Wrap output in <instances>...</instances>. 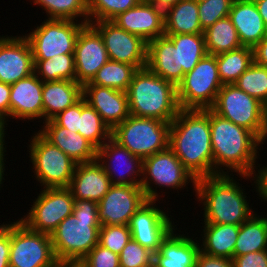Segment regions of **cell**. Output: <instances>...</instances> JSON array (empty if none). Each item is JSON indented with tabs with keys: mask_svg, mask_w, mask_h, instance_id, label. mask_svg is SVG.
Wrapping results in <instances>:
<instances>
[{
	"mask_svg": "<svg viewBox=\"0 0 267 267\" xmlns=\"http://www.w3.org/2000/svg\"><path fill=\"white\" fill-rule=\"evenodd\" d=\"M169 147L196 179L213 176L210 109H180L170 123Z\"/></svg>",
	"mask_w": 267,
	"mask_h": 267,
	"instance_id": "obj_1",
	"label": "cell"
},
{
	"mask_svg": "<svg viewBox=\"0 0 267 267\" xmlns=\"http://www.w3.org/2000/svg\"><path fill=\"white\" fill-rule=\"evenodd\" d=\"M210 131L213 175L229 174L231 171V174L237 172V177L249 180L252 171L261 166H256V159L259 146L264 143L248 129L220 117L211 109Z\"/></svg>",
	"mask_w": 267,
	"mask_h": 267,
	"instance_id": "obj_2",
	"label": "cell"
},
{
	"mask_svg": "<svg viewBox=\"0 0 267 267\" xmlns=\"http://www.w3.org/2000/svg\"><path fill=\"white\" fill-rule=\"evenodd\" d=\"M235 174H217L197 179L196 197L204 210V223L241 225L254 211Z\"/></svg>",
	"mask_w": 267,
	"mask_h": 267,
	"instance_id": "obj_3",
	"label": "cell"
},
{
	"mask_svg": "<svg viewBox=\"0 0 267 267\" xmlns=\"http://www.w3.org/2000/svg\"><path fill=\"white\" fill-rule=\"evenodd\" d=\"M100 227L98 203L75 199L72 214L51 234L57 261L80 262L98 244Z\"/></svg>",
	"mask_w": 267,
	"mask_h": 267,
	"instance_id": "obj_4",
	"label": "cell"
},
{
	"mask_svg": "<svg viewBox=\"0 0 267 267\" xmlns=\"http://www.w3.org/2000/svg\"><path fill=\"white\" fill-rule=\"evenodd\" d=\"M130 115L171 123L180 108L176 86L151 72L138 69L127 90Z\"/></svg>",
	"mask_w": 267,
	"mask_h": 267,
	"instance_id": "obj_5",
	"label": "cell"
},
{
	"mask_svg": "<svg viewBox=\"0 0 267 267\" xmlns=\"http://www.w3.org/2000/svg\"><path fill=\"white\" fill-rule=\"evenodd\" d=\"M210 109L220 117L248 129L262 143L266 142L265 105L235 84L223 85Z\"/></svg>",
	"mask_w": 267,
	"mask_h": 267,
	"instance_id": "obj_6",
	"label": "cell"
},
{
	"mask_svg": "<svg viewBox=\"0 0 267 267\" xmlns=\"http://www.w3.org/2000/svg\"><path fill=\"white\" fill-rule=\"evenodd\" d=\"M170 123L129 115L112 130V138L142 160L169 146Z\"/></svg>",
	"mask_w": 267,
	"mask_h": 267,
	"instance_id": "obj_7",
	"label": "cell"
},
{
	"mask_svg": "<svg viewBox=\"0 0 267 267\" xmlns=\"http://www.w3.org/2000/svg\"><path fill=\"white\" fill-rule=\"evenodd\" d=\"M33 135L27 151L35 179L43 189L68 188L77 163L39 132Z\"/></svg>",
	"mask_w": 267,
	"mask_h": 267,
	"instance_id": "obj_8",
	"label": "cell"
},
{
	"mask_svg": "<svg viewBox=\"0 0 267 267\" xmlns=\"http://www.w3.org/2000/svg\"><path fill=\"white\" fill-rule=\"evenodd\" d=\"M223 86L215 55L207 54L177 85L180 109H210Z\"/></svg>",
	"mask_w": 267,
	"mask_h": 267,
	"instance_id": "obj_9",
	"label": "cell"
},
{
	"mask_svg": "<svg viewBox=\"0 0 267 267\" xmlns=\"http://www.w3.org/2000/svg\"><path fill=\"white\" fill-rule=\"evenodd\" d=\"M191 181V182H190ZM197 179L184 167L179 158L168 146L150 157L143 159L141 187L147 200L159 201L157 187L183 189L189 183L196 186ZM155 189L153 188V185Z\"/></svg>",
	"mask_w": 267,
	"mask_h": 267,
	"instance_id": "obj_10",
	"label": "cell"
},
{
	"mask_svg": "<svg viewBox=\"0 0 267 267\" xmlns=\"http://www.w3.org/2000/svg\"><path fill=\"white\" fill-rule=\"evenodd\" d=\"M51 235L29 229L19 219L10 223L9 267H56Z\"/></svg>",
	"mask_w": 267,
	"mask_h": 267,
	"instance_id": "obj_11",
	"label": "cell"
},
{
	"mask_svg": "<svg viewBox=\"0 0 267 267\" xmlns=\"http://www.w3.org/2000/svg\"><path fill=\"white\" fill-rule=\"evenodd\" d=\"M41 24L24 35L30 44L33 60L74 53L79 32L86 23L78 20L47 18Z\"/></svg>",
	"mask_w": 267,
	"mask_h": 267,
	"instance_id": "obj_12",
	"label": "cell"
},
{
	"mask_svg": "<svg viewBox=\"0 0 267 267\" xmlns=\"http://www.w3.org/2000/svg\"><path fill=\"white\" fill-rule=\"evenodd\" d=\"M74 200L69 188H42L28 214L19 220L33 231L51 235L72 214Z\"/></svg>",
	"mask_w": 267,
	"mask_h": 267,
	"instance_id": "obj_13",
	"label": "cell"
},
{
	"mask_svg": "<svg viewBox=\"0 0 267 267\" xmlns=\"http://www.w3.org/2000/svg\"><path fill=\"white\" fill-rule=\"evenodd\" d=\"M101 34L108 58L133 65L137 70L147 65V42L112 21L91 23Z\"/></svg>",
	"mask_w": 267,
	"mask_h": 267,
	"instance_id": "obj_14",
	"label": "cell"
},
{
	"mask_svg": "<svg viewBox=\"0 0 267 267\" xmlns=\"http://www.w3.org/2000/svg\"><path fill=\"white\" fill-rule=\"evenodd\" d=\"M139 185H112L98 202V220L104 225H129L131 217L147 202Z\"/></svg>",
	"mask_w": 267,
	"mask_h": 267,
	"instance_id": "obj_15",
	"label": "cell"
},
{
	"mask_svg": "<svg viewBox=\"0 0 267 267\" xmlns=\"http://www.w3.org/2000/svg\"><path fill=\"white\" fill-rule=\"evenodd\" d=\"M97 161L103 166L112 185L141 186L143 160L112 137L97 150Z\"/></svg>",
	"mask_w": 267,
	"mask_h": 267,
	"instance_id": "obj_16",
	"label": "cell"
},
{
	"mask_svg": "<svg viewBox=\"0 0 267 267\" xmlns=\"http://www.w3.org/2000/svg\"><path fill=\"white\" fill-rule=\"evenodd\" d=\"M156 206V201L148 200L135 212L128 225L132 239L153 252L159 250L163 239L177 226L172 224L168 213Z\"/></svg>",
	"mask_w": 267,
	"mask_h": 267,
	"instance_id": "obj_17",
	"label": "cell"
},
{
	"mask_svg": "<svg viewBox=\"0 0 267 267\" xmlns=\"http://www.w3.org/2000/svg\"><path fill=\"white\" fill-rule=\"evenodd\" d=\"M108 60L101 34L92 24H85L75 45L76 82L82 85L90 82Z\"/></svg>",
	"mask_w": 267,
	"mask_h": 267,
	"instance_id": "obj_18",
	"label": "cell"
},
{
	"mask_svg": "<svg viewBox=\"0 0 267 267\" xmlns=\"http://www.w3.org/2000/svg\"><path fill=\"white\" fill-rule=\"evenodd\" d=\"M34 73V60L27 39L0 36V82L12 85Z\"/></svg>",
	"mask_w": 267,
	"mask_h": 267,
	"instance_id": "obj_19",
	"label": "cell"
},
{
	"mask_svg": "<svg viewBox=\"0 0 267 267\" xmlns=\"http://www.w3.org/2000/svg\"><path fill=\"white\" fill-rule=\"evenodd\" d=\"M114 22L123 30L149 42L165 35L164 10L152 2H139L135 7L119 14Z\"/></svg>",
	"mask_w": 267,
	"mask_h": 267,
	"instance_id": "obj_20",
	"label": "cell"
},
{
	"mask_svg": "<svg viewBox=\"0 0 267 267\" xmlns=\"http://www.w3.org/2000/svg\"><path fill=\"white\" fill-rule=\"evenodd\" d=\"M42 88L43 81L35 72L10 85V118L43 119Z\"/></svg>",
	"mask_w": 267,
	"mask_h": 267,
	"instance_id": "obj_21",
	"label": "cell"
},
{
	"mask_svg": "<svg viewBox=\"0 0 267 267\" xmlns=\"http://www.w3.org/2000/svg\"><path fill=\"white\" fill-rule=\"evenodd\" d=\"M83 97L111 130L130 115L127 92L98 85H83Z\"/></svg>",
	"mask_w": 267,
	"mask_h": 267,
	"instance_id": "obj_22",
	"label": "cell"
},
{
	"mask_svg": "<svg viewBox=\"0 0 267 267\" xmlns=\"http://www.w3.org/2000/svg\"><path fill=\"white\" fill-rule=\"evenodd\" d=\"M173 228L163 239L159 250L154 252L153 265L155 267H195L200 252V243L197 240L176 234ZM195 240V241H194ZM197 241V242H196Z\"/></svg>",
	"mask_w": 267,
	"mask_h": 267,
	"instance_id": "obj_23",
	"label": "cell"
},
{
	"mask_svg": "<svg viewBox=\"0 0 267 267\" xmlns=\"http://www.w3.org/2000/svg\"><path fill=\"white\" fill-rule=\"evenodd\" d=\"M43 124L38 132L77 164L97 160V149L80 133L59 126L53 119Z\"/></svg>",
	"mask_w": 267,
	"mask_h": 267,
	"instance_id": "obj_24",
	"label": "cell"
},
{
	"mask_svg": "<svg viewBox=\"0 0 267 267\" xmlns=\"http://www.w3.org/2000/svg\"><path fill=\"white\" fill-rule=\"evenodd\" d=\"M112 183L103 166L97 161L76 164L68 187L74 199L99 202Z\"/></svg>",
	"mask_w": 267,
	"mask_h": 267,
	"instance_id": "obj_25",
	"label": "cell"
},
{
	"mask_svg": "<svg viewBox=\"0 0 267 267\" xmlns=\"http://www.w3.org/2000/svg\"><path fill=\"white\" fill-rule=\"evenodd\" d=\"M146 67L176 87L184 78L183 69H179L178 47L166 35L147 43Z\"/></svg>",
	"mask_w": 267,
	"mask_h": 267,
	"instance_id": "obj_26",
	"label": "cell"
},
{
	"mask_svg": "<svg viewBox=\"0 0 267 267\" xmlns=\"http://www.w3.org/2000/svg\"><path fill=\"white\" fill-rule=\"evenodd\" d=\"M228 17L242 46L254 48L267 35L264 20L253 0H234Z\"/></svg>",
	"mask_w": 267,
	"mask_h": 267,
	"instance_id": "obj_27",
	"label": "cell"
},
{
	"mask_svg": "<svg viewBox=\"0 0 267 267\" xmlns=\"http://www.w3.org/2000/svg\"><path fill=\"white\" fill-rule=\"evenodd\" d=\"M83 97V85L70 80L43 82V122L53 119Z\"/></svg>",
	"mask_w": 267,
	"mask_h": 267,
	"instance_id": "obj_28",
	"label": "cell"
},
{
	"mask_svg": "<svg viewBox=\"0 0 267 267\" xmlns=\"http://www.w3.org/2000/svg\"><path fill=\"white\" fill-rule=\"evenodd\" d=\"M204 224L200 252L227 259L233 258L236 240L239 234V225L231 224Z\"/></svg>",
	"mask_w": 267,
	"mask_h": 267,
	"instance_id": "obj_29",
	"label": "cell"
},
{
	"mask_svg": "<svg viewBox=\"0 0 267 267\" xmlns=\"http://www.w3.org/2000/svg\"><path fill=\"white\" fill-rule=\"evenodd\" d=\"M165 34L204 33L197 0H180L164 11Z\"/></svg>",
	"mask_w": 267,
	"mask_h": 267,
	"instance_id": "obj_30",
	"label": "cell"
},
{
	"mask_svg": "<svg viewBox=\"0 0 267 267\" xmlns=\"http://www.w3.org/2000/svg\"><path fill=\"white\" fill-rule=\"evenodd\" d=\"M267 250V217L254 213L239 225L233 257Z\"/></svg>",
	"mask_w": 267,
	"mask_h": 267,
	"instance_id": "obj_31",
	"label": "cell"
},
{
	"mask_svg": "<svg viewBox=\"0 0 267 267\" xmlns=\"http://www.w3.org/2000/svg\"><path fill=\"white\" fill-rule=\"evenodd\" d=\"M78 129L97 150L112 137V130L84 97L78 101Z\"/></svg>",
	"mask_w": 267,
	"mask_h": 267,
	"instance_id": "obj_32",
	"label": "cell"
},
{
	"mask_svg": "<svg viewBox=\"0 0 267 267\" xmlns=\"http://www.w3.org/2000/svg\"><path fill=\"white\" fill-rule=\"evenodd\" d=\"M218 74L223 85L234 84L253 64V48L241 46L216 55Z\"/></svg>",
	"mask_w": 267,
	"mask_h": 267,
	"instance_id": "obj_33",
	"label": "cell"
},
{
	"mask_svg": "<svg viewBox=\"0 0 267 267\" xmlns=\"http://www.w3.org/2000/svg\"><path fill=\"white\" fill-rule=\"evenodd\" d=\"M206 50L210 55H219L242 46L238 32L229 17L216 21L204 30Z\"/></svg>",
	"mask_w": 267,
	"mask_h": 267,
	"instance_id": "obj_34",
	"label": "cell"
},
{
	"mask_svg": "<svg viewBox=\"0 0 267 267\" xmlns=\"http://www.w3.org/2000/svg\"><path fill=\"white\" fill-rule=\"evenodd\" d=\"M165 35L178 47L179 69H183L184 75L208 54L204 33Z\"/></svg>",
	"mask_w": 267,
	"mask_h": 267,
	"instance_id": "obj_35",
	"label": "cell"
},
{
	"mask_svg": "<svg viewBox=\"0 0 267 267\" xmlns=\"http://www.w3.org/2000/svg\"><path fill=\"white\" fill-rule=\"evenodd\" d=\"M136 71L133 65L109 59L93 79L84 85H98L127 92Z\"/></svg>",
	"mask_w": 267,
	"mask_h": 267,
	"instance_id": "obj_36",
	"label": "cell"
},
{
	"mask_svg": "<svg viewBox=\"0 0 267 267\" xmlns=\"http://www.w3.org/2000/svg\"><path fill=\"white\" fill-rule=\"evenodd\" d=\"M34 72L43 82L76 81L74 53L59 54L44 60H34Z\"/></svg>",
	"mask_w": 267,
	"mask_h": 267,
	"instance_id": "obj_37",
	"label": "cell"
},
{
	"mask_svg": "<svg viewBox=\"0 0 267 267\" xmlns=\"http://www.w3.org/2000/svg\"><path fill=\"white\" fill-rule=\"evenodd\" d=\"M32 2L46 11L48 19L80 18L83 19L81 22L89 23L88 0H32Z\"/></svg>",
	"mask_w": 267,
	"mask_h": 267,
	"instance_id": "obj_38",
	"label": "cell"
},
{
	"mask_svg": "<svg viewBox=\"0 0 267 267\" xmlns=\"http://www.w3.org/2000/svg\"><path fill=\"white\" fill-rule=\"evenodd\" d=\"M240 90L267 103V68L253 64L234 83Z\"/></svg>",
	"mask_w": 267,
	"mask_h": 267,
	"instance_id": "obj_39",
	"label": "cell"
},
{
	"mask_svg": "<svg viewBox=\"0 0 267 267\" xmlns=\"http://www.w3.org/2000/svg\"><path fill=\"white\" fill-rule=\"evenodd\" d=\"M139 2L140 0H88L89 23L112 21Z\"/></svg>",
	"mask_w": 267,
	"mask_h": 267,
	"instance_id": "obj_40",
	"label": "cell"
},
{
	"mask_svg": "<svg viewBox=\"0 0 267 267\" xmlns=\"http://www.w3.org/2000/svg\"><path fill=\"white\" fill-rule=\"evenodd\" d=\"M199 22L202 30H206L216 21L229 16L234 0H197Z\"/></svg>",
	"mask_w": 267,
	"mask_h": 267,
	"instance_id": "obj_41",
	"label": "cell"
},
{
	"mask_svg": "<svg viewBox=\"0 0 267 267\" xmlns=\"http://www.w3.org/2000/svg\"><path fill=\"white\" fill-rule=\"evenodd\" d=\"M131 238L128 225H104L99 228L98 244L120 254Z\"/></svg>",
	"mask_w": 267,
	"mask_h": 267,
	"instance_id": "obj_42",
	"label": "cell"
},
{
	"mask_svg": "<svg viewBox=\"0 0 267 267\" xmlns=\"http://www.w3.org/2000/svg\"><path fill=\"white\" fill-rule=\"evenodd\" d=\"M154 252L130 239L119 254L120 267H150L153 265Z\"/></svg>",
	"mask_w": 267,
	"mask_h": 267,
	"instance_id": "obj_43",
	"label": "cell"
},
{
	"mask_svg": "<svg viewBox=\"0 0 267 267\" xmlns=\"http://www.w3.org/2000/svg\"><path fill=\"white\" fill-rule=\"evenodd\" d=\"M83 267H120L119 254L97 244L80 262Z\"/></svg>",
	"mask_w": 267,
	"mask_h": 267,
	"instance_id": "obj_44",
	"label": "cell"
},
{
	"mask_svg": "<svg viewBox=\"0 0 267 267\" xmlns=\"http://www.w3.org/2000/svg\"><path fill=\"white\" fill-rule=\"evenodd\" d=\"M232 262L233 267H267V250L233 257Z\"/></svg>",
	"mask_w": 267,
	"mask_h": 267,
	"instance_id": "obj_45",
	"label": "cell"
},
{
	"mask_svg": "<svg viewBox=\"0 0 267 267\" xmlns=\"http://www.w3.org/2000/svg\"><path fill=\"white\" fill-rule=\"evenodd\" d=\"M53 120L59 126L78 133V102L60 112Z\"/></svg>",
	"mask_w": 267,
	"mask_h": 267,
	"instance_id": "obj_46",
	"label": "cell"
},
{
	"mask_svg": "<svg viewBox=\"0 0 267 267\" xmlns=\"http://www.w3.org/2000/svg\"><path fill=\"white\" fill-rule=\"evenodd\" d=\"M10 224L0 225V267H9Z\"/></svg>",
	"mask_w": 267,
	"mask_h": 267,
	"instance_id": "obj_47",
	"label": "cell"
},
{
	"mask_svg": "<svg viewBox=\"0 0 267 267\" xmlns=\"http://www.w3.org/2000/svg\"><path fill=\"white\" fill-rule=\"evenodd\" d=\"M10 117V85L0 82V122L7 126ZM7 118V120H6Z\"/></svg>",
	"mask_w": 267,
	"mask_h": 267,
	"instance_id": "obj_48",
	"label": "cell"
},
{
	"mask_svg": "<svg viewBox=\"0 0 267 267\" xmlns=\"http://www.w3.org/2000/svg\"><path fill=\"white\" fill-rule=\"evenodd\" d=\"M250 179L254 180L256 192L258 193L259 197L264 199H261V202L267 201V167H259L257 172L254 169L250 175Z\"/></svg>",
	"mask_w": 267,
	"mask_h": 267,
	"instance_id": "obj_49",
	"label": "cell"
},
{
	"mask_svg": "<svg viewBox=\"0 0 267 267\" xmlns=\"http://www.w3.org/2000/svg\"><path fill=\"white\" fill-rule=\"evenodd\" d=\"M195 267H233L232 259L213 257L199 252Z\"/></svg>",
	"mask_w": 267,
	"mask_h": 267,
	"instance_id": "obj_50",
	"label": "cell"
},
{
	"mask_svg": "<svg viewBox=\"0 0 267 267\" xmlns=\"http://www.w3.org/2000/svg\"><path fill=\"white\" fill-rule=\"evenodd\" d=\"M254 63L267 68V35L253 48Z\"/></svg>",
	"mask_w": 267,
	"mask_h": 267,
	"instance_id": "obj_51",
	"label": "cell"
},
{
	"mask_svg": "<svg viewBox=\"0 0 267 267\" xmlns=\"http://www.w3.org/2000/svg\"><path fill=\"white\" fill-rule=\"evenodd\" d=\"M5 149H6L5 140L0 141V188H2L1 187V185L3 183L2 181L5 180L4 177H3L5 175L4 174V172H5V163H4V160L6 161V158H5L6 150Z\"/></svg>",
	"mask_w": 267,
	"mask_h": 267,
	"instance_id": "obj_52",
	"label": "cell"
},
{
	"mask_svg": "<svg viewBox=\"0 0 267 267\" xmlns=\"http://www.w3.org/2000/svg\"><path fill=\"white\" fill-rule=\"evenodd\" d=\"M267 29V0H253Z\"/></svg>",
	"mask_w": 267,
	"mask_h": 267,
	"instance_id": "obj_53",
	"label": "cell"
},
{
	"mask_svg": "<svg viewBox=\"0 0 267 267\" xmlns=\"http://www.w3.org/2000/svg\"><path fill=\"white\" fill-rule=\"evenodd\" d=\"M180 0H155V3L160 9L166 10L167 8L175 5Z\"/></svg>",
	"mask_w": 267,
	"mask_h": 267,
	"instance_id": "obj_54",
	"label": "cell"
},
{
	"mask_svg": "<svg viewBox=\"0 0 267 267\" xmlns=\"http://www.w3.org/2000/svg\"><path fill=\"white\" fill-rule=\"evenodd\" d=\"M56 267H83L79 262H59Z\"/></svg>",
	"mask_w": 267,
	"mask_h": 267,
	"instance_id": "obj_55",
	"label": "cell"
},
{
	"mask_svg": "<svg viewBox=\"0 0 267 267\" xmlns=\"http://www.w3.org/2000/svg\"><path fill=\"white\" fill-rule=\"evenodd\" d=\"M5 130L6 129H5L4 125L0 122V138L6 137L5 134H7V133H5L6 132Z\"/></svg>",
	"mask_w": 267,
	"mask_h": 267,
	"instance_id": "obj_56",
	"label": "cell"
},
{
	"mask_svg": "<svg viewBox=\"0 0 267 267\" xmlns=\"http://www.w3.org/2000/svg\"><path fill=\"white\" fill-rule=\"evenodd\" d=\"M265 118H266V123H267V103L265 104Z\"/></svg>",
	"mask_w": 267,
	"mask_h": 267,
	"instance_id": "obj_57",
	"label": "cell"
},
{
	"mask_svg": "<svg viewBox=\"0 0 267 267\" xmlns=\"http://www.w3.org/2000/svg\"><path fill=\"white\" fill-rule=\"evenodd\" d=\"M155 0H140V2H154Z\"/></svg>",
	"mask_w": 267,
	"mask_h": 267,
	"instance_id": "obj_58",
	"label": "cell"
}]
</instances>
